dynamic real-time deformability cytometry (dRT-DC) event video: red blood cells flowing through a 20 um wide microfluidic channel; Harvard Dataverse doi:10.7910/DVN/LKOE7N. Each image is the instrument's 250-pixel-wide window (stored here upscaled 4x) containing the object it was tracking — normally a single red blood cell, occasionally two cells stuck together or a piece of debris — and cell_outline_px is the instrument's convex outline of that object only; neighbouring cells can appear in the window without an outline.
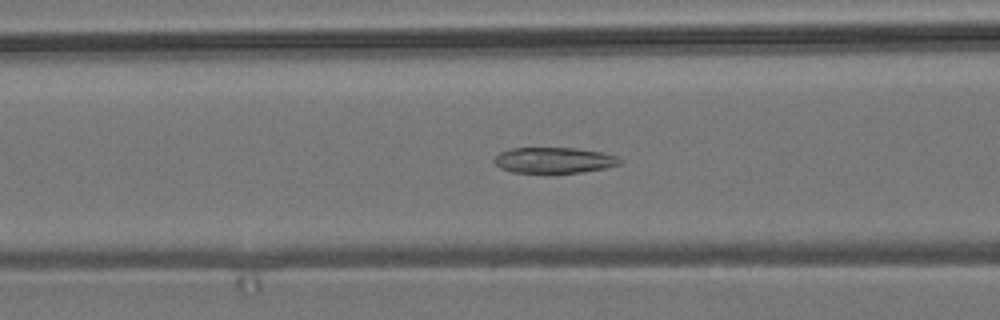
{"species": "common noctule bat (a hibernating species)", "species_latin": "Nyctalus noctula", "temperature_condition": "room temperature", "stored_images_in_passage": 57, "camera_frame_rate_fps": 3000, "um_per_image_px": 0.085, "animal": {"sex": "male", "body_mass_g": 19.2, "forearm_length_mm": 51.8}, "frame": {"image": 1, "passage_image": 22, "time_ms": 7.0, "image_size_px": [1000, 320], "cell_outline_px": [[624, 160], [620, 164], [608, 168], [580, 172], [512, 172], [500, 168], [492, 160], [500, 152], [512, 148], [576, 148], [600, 152], [616, 156]], "centroid_in_image_um": [47.11, 13.61], "position_along_channel_um": 119.5, "area_um2": 18.79}}
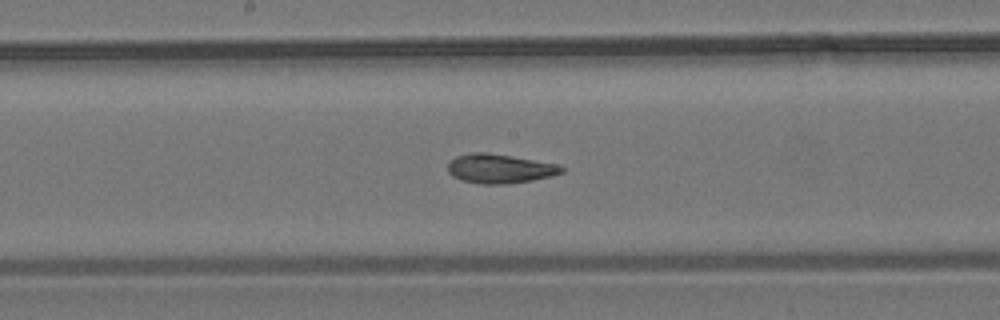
{"frame": {"image": 2, "passage_image": 29, "time_ms": 9.333, "image_size_px": [1000, 320], "cell_outline_px": [[564, 172], [552, 176], [532, 180], [508, 184], [480, 184], [460, 180], [452, 176], [448, 172], [448, 160], [456, 156], [472, 152], [488, 152], [556, 164], [564, 168]], "centroid_in_image_um": [42.43, 14.34], "position_along_channel_um": 205.8, "area_um2": 19.48}}
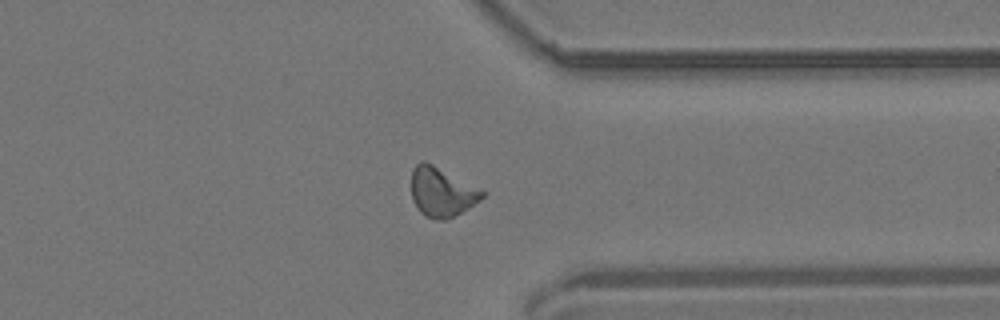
{"frame": {"image": 3, "passage_image": 43, "time_ms": 14.0, "image_size_px": [1000, 320], "cell_outline_px": [[488, 192], [480, 200], [468, 208], [444, 220], [436, 220], [424, 216], [420, 212], [412, 200], [412, 168], [420, 160], [424, 160]], "centroid_in_image_um": [37.54, 16.31], "position_along_channel_um": 373.9, "area_um2": 20.35}, "authors_computed_cell_mechanics": {"area_um2": 19.9988, "velocity_mm_per_s": 3.6952, "shape_relaxation_time_tau1_ms": null, "shape_relaxation_time_tau2_ms": 2.6812, "deformation_change_tau1": null, "deformation_change_tau2": 0.0929}}